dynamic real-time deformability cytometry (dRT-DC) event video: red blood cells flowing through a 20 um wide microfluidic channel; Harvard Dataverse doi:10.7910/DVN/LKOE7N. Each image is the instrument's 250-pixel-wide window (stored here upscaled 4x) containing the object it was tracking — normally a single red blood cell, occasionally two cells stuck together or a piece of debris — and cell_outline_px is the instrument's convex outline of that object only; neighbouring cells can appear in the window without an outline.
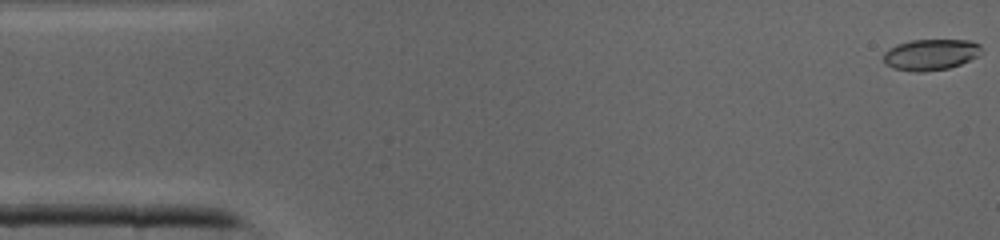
{"species": "common noctule bat (a hibernating species)", "species_latin": "Nyctalus noctula", "temperature_condition": "cold", "stored_images_in_passage": 42, "camera_frame_rate_fps": 3000, "um_per_image_px": 0.085, "animal": {"sex": "male", "body_mass_g": 19.0, "forearm_length_mm": 50.8}, "frame": {"image": 1, "passage_image": 1, "time_ms": 0.0, "image_size_px": [1000, 240], "cell_outline_px": [[980, 48], [976, 56], [960, 64], [948, 68], [924, 72], [912, 72], [892, 68], [884, 64], [884, 52], [888, 48], [896, 44], [912, 40], [972, 40], [980, 44]], "centroid_in_image_um": [79.04, 4.64], "position_along_channel_um": 6.0, "area_um2": 17.74}}
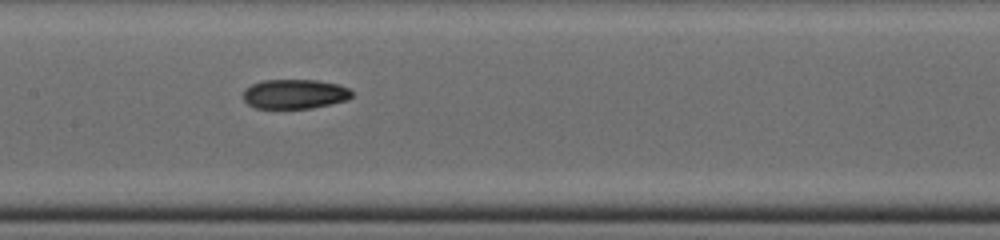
{"frame": {"image": 2, "passage_image": 20, "time_ms": 6.333, "image_size_px": [1000, 240], "cell_outline_px": [[352, 96], [348, 100], [312, 108], [256, 108], [248, 104], [244, 100], [244, 88], [252, 84], [264, 80], [316, 80], [336, 84], [348, 88], [352, 92]], "centroid_in_image_um": [25.04, 7.99], "position_along_channel_um": 182.4, "area_um2": 18.61}}
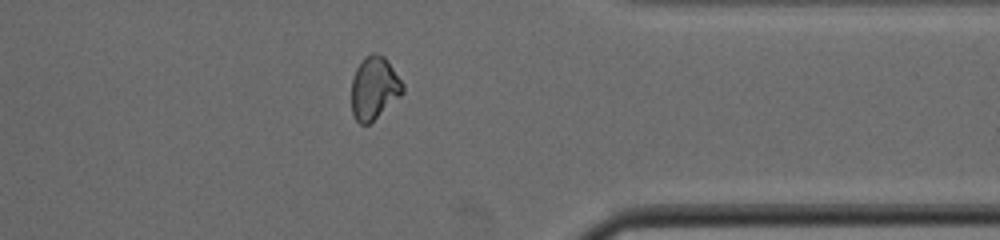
{"frame": {"image": 3, "passage_image": 33, "time_ms": 10.667, "image_size_px": [1000, 240], "cell_outline_px": [[404, 92], [400, 96], [368, 124], [360, 124], [356, 120], [352, 112], [352, 80], [356, 68], [364, 56], [372, 52], [376, 52], [384, 56], [388, 60], [404, 84]], "centroid_in_image_um": [31.81, 7.44], "position_along_channel_um": 379.6, "area_um2": 18.73}}